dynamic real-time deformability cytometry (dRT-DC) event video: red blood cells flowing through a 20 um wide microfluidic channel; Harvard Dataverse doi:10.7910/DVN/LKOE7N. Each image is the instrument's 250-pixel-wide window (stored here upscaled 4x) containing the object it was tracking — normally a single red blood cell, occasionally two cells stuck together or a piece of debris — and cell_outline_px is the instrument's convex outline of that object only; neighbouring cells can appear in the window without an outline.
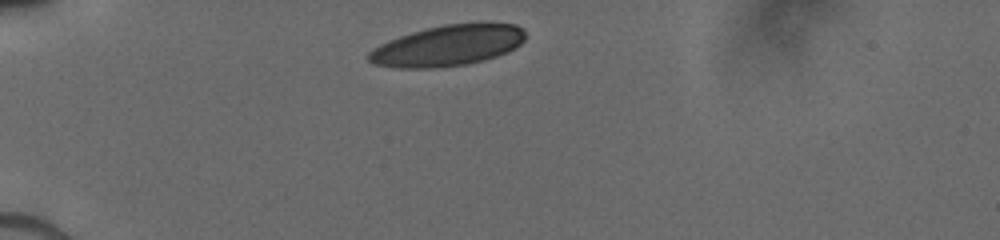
{"species": "human", "species_latin": "Homo sapiens", "temperature_condition": "cold", "stored_images_in_passage": 8, "camera_frame_rate_fps": 3000, "um_per_image_px": 0.085, "donor": {"sex": "male"}, "frame": {"image": 1, "passage_image": 1, "time_ms": 0.0, "image_size_px": [1000, 240], "cell_outline_px": [[524, 40], [520, 44], [496, 56], [484, 60], [464, 64], [436, 68], [392, 68], [372, 64], [368, 60], [368, 52], [380, 44], [388, 40], [412, 32], [444, 24], [488, 20], [516, 24], [524, 28]], "centroid_in_image_um": [38.08, 3.84], "position_along_channel_um": 46.9, "area_um2": 37.92}}
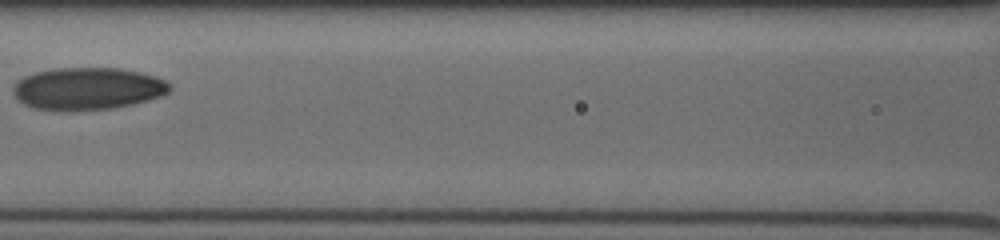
{"frame": {"image": 2, "passage_image": 6, "time_ms": 3.667, "image_size_px": [1000, 240], "cell_outline_px": [[172, 88], [168, 92], [160, 96], [148, 100], [132, 104], [112, 108], [72, 112], [36, 108], [24, 104], [16, 100], [12, 92], [12, 88], [16, 80], [24, 76], [36, 72], [56, 68], [120, 68], [140, 72], [156, 76], [172, 84]], "centroid_in_image_um": [7.43, 7.54], "position_along_channel_um": 159.2, "area_um2": 39.07}}
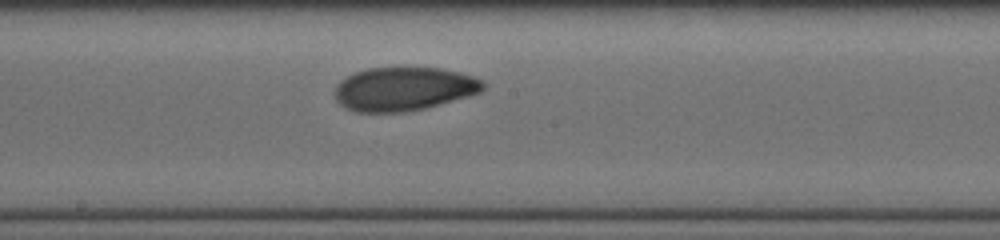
{"frame": {"image": 3, "passage_image": 8, "time_ms": 5.0, "image_size_px": [1000, 240], "cell_outline_px": [[484, 88], [480, 92], [468, 96], [424, 108], [404, 112], [356, 112], [344, 108], [336, 100], [336, 84], [340, 80], [356, 72], [368, 68], [440, 68], [460, 72], [476, 76], [484, 80]], "centroid_in_image_um": [34.33, 7.55], "position_along_channel_um": 213.9, "area_um2": 37.69}}